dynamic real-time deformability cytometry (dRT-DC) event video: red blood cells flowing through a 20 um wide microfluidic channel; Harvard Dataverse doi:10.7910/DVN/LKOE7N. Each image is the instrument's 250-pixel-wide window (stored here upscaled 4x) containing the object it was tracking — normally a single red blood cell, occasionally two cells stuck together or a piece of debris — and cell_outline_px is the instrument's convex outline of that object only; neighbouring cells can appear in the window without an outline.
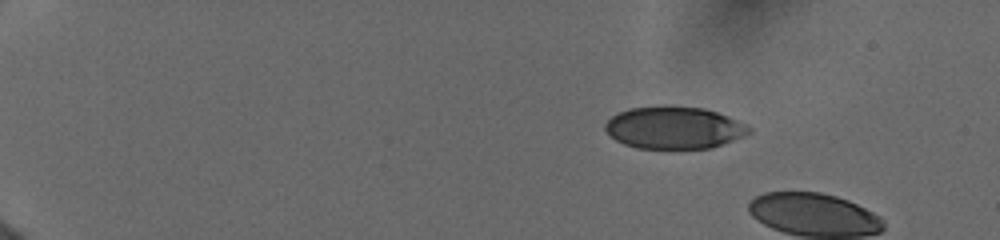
{"species": "human", "species_latin": "Homo sapiens", "temperature_condition": "cold", "stored_images_in_passage": 9, "camera_frame_rate_fps": 3000, "um_per_image_px": 0.085, "donor": {"sex": "female"}, "frame": {"image": 1, "passage_image": 6, "time_ms": 3.0, "image_size_px": [1000, 240], "cell_outline_px": [[752, 132], [744, 136], [708, 148], [636, 148], [624, 144], [616, 140], [604, 128], [604, 124], [612, 116], [628, 108], [664, 104], [668, 104], [704, 108], [728, 116], [752, 128]], "centroid_in_image_um": [57.27, 10.82], "position_along_channel_um": 27.7, "area_um2": 35.55}}